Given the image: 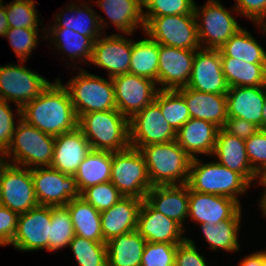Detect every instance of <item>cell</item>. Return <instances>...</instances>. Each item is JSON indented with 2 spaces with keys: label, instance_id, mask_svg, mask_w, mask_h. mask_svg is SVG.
<instances>
[{
  "label": "cell",
  "instance_id": "44",
  "mask_svg": "<svg viewBox=\"0 0 266 266\" xmlns=\"http://www.w3.org/2000/svg\"><path fill=\"white\" fill-rule=\"evenodd\" d=\"M80 197L96 208L99 212H102L111 208L124 196L109 181L84 189L80 193Z\"/></svg>",
  "mask_w": 266,
  "mask_h": 266
},
{
  "label": "cell",
  "instance_id": "13",
  "mask_svg": "<svg viewBox=\"0 0 266 266\" xmlns=\"http://www.w3.org/2000/svg\"><path fill=\"white\" fill-rule=\"evenodd\" d=\"M0 205L23 214L38 206L31 169L9 164L0 179Z\"/></svg>",
  "mask_w": 266,
  "mask_h": 266
},
{
  "label": "cell",
  "instance_id": "26",
  "mask_svg": "<svg viewBox=\"0 0 266 266\" xmlns=\"http://www.w3.org/2000/svg\"><path fill=\"white\" fill-rule=\"evenodd\" d=\"M219 128L206 120L190 118L177 132L176 142L193 159L196 155L213 157Z\"/></svg>",
  "mask_w": 266,
  "mask_h": 266
},
{
  "label": "cell",
  "instance_id": "50",
  "mask_svg": "<svg viewBox=\"0 0 266 266\" xmlns=\"http://www.w3.org/2000/svg\"><path fill=\"white\" fill-rule=\"evenodd\" d=\"M19 214L0 205V246L11 245L15 236Z\"/></svg>",
  "mask_w": 266,
  "mask_h": 266
},
{
  "label": "cell",
  "instance_id": "47",
  "mask_svg": "<svg viewBox=\"0 0 266 266\" xmlns=\"http://www.w3.org/2000/svg\"><path fill=\"white\" fill-rule=\"evenodd\" d=\"M9 102L0 100V146L6 150L11 145L13 134L15 132L16 124L21 119L18 115V120L15 122L14 112Z\"/></svg>",
  "mask_w": 266,
  "mask_h": 266
},
{
  "label": "cell",
  "instance_id": "28",
  "mask_svg": "<svg viewBox=\"0 0 266 266\" xmlns=\"http://www.w3.org/2000/svg\"><path fill=\"white\" fill-rule=\"evenodd\" d=\"M227 117L242 118L261 125L265 86L229 87L226 93Z\"/></svg>",
  "mask_w": 266,
  "mask_h": 266
},
{
  "label": "cell",
  "instance_id": "2",
  "mask_svg": "<svg viewBox=\"0 0 266 266\" xmlns=\"http://www.w3.org/2000/svg\"><path fill=\"white\" fill-rule=\"evenodd\" d=\"M78 128L94 150L118 152L130 147L129 119L118 109L83 114Z\"/></svg>",
  "mask_w": 266,
  "mask_h": 266
},
{
  "label": "cell",
  "instance_id": "23",
  "mask_svg": "<svg viewBox=\"0 0 266 266\" xmlns=\"http://www.w3.org/2000/svg\"><path fill=\"white\" fill-rule=\"evenodd\" d=\"M153 209L175 220L185 229L188 220L189 187L187 184L152 186L144 199Z\"/></svg>",
  "mask_w": 266,
  "mask_h": 266
},
{
  "label": "cell",
  "instance_id": "39",
  "mask_svg": "<svg viewBox=\"0 0 266 266\" xmlns=\"http://www.w3.org/2000/svg\"><path fill=\"white\" fill-rule=\"evenodd\" d=\"M75 236L70 213L66 206H52L48 251H58L69 247Z\"/></svg>",
  "mask_w": 266,
  "mask_h": 266
},
{
  "label": "cell",
  "instance_id": "58",
  "mask_svg": "<svg viewBox=\"0 0 266 266\" xmlns=\"http://www.w3.org/2000/svg\"><path fill=\"white\" fill-rule=\"evenodd\" d=\"M258 184H260V185L264 186V188H266V172L260 177Z\"/></svg>",
  "mask_w": 266,
  "mask_h": 266
},
{
  "label": "cell",
  "instance_id": "24",
  "mask_svg": "<svg viewBox=\"0 0 266 266\" xmlns=\"http://www.w3.org/2000/svg\"><path fill=\"white\" fill-rule=\"evenodd\" d=\"M185 100L190 117L206 120L223 128L227 119L226 94L204 93L182 87L176 90Z\"/></svg>",
  "mask_w": 266,
  "mask_h": 266
},
{
  "label": "cell",
  "instance_id": "33",
  "mask_svg": "<svg viewBox=\"0 0 266 266\" xmlns=\"http://www.w3.org/2000/svg\"><path fill=\"white\" fill-rule=\"evenodd\" d=\"M74 226L75 235L92 241L103 242L100 212L82 197L72 199L66 205Z\"/></svg>",
  "mask_w": 266,
  "mask_h": 266
},
{
  "label": "cell",
  "instance_id": "59",
  "mask_svg": "<svg viewBox=\"0 0 266 266\" xmlns=\"http://www.w3.org/2000/svg\"><path fill=\"white\" fill-rule=\"evenodd\" d=\"M262 266H266V250H262Z\"/></svg>",
  "mask_w": 266,
  "mask_h": 266
},
{
  "label": "cell",
  "instance_id": "46",
  "mask_svg": "<svg viewBox=\"0 0 266 266\" xmlns=\"http://www.w3.org/2000/svg\"><path fill=\"white\" fill-rule=\"evenodd\" d=\"M245 146L252 170L261 177L266 172V131H257L245 140Z\"/></svg>",
  "mask_w": 266,
  "mask_h": 266
},
{
  "label": "cell",
  "instance_id": "42",
  "mask_svg": "<svg viewBox=\"0 0 266 266\" xmlns=\"http://www.w3.org/2000/svg\"><path fill=\"white\" fill-rule=\"evenodd\" d=\"M194 0H143L145 24L153 17L165 15H194Z\"/></svg>",
  "mask_w": 266,
  "mask_h": 266
},
{
  "label": "cell",
  "instance_id": "7",
  "mask_svg": "<svg viewBox=\"0 0 266 266\" xmlns=\"http://www.w3.org/2000/svg\"><path fill=\"white\" fill-rule=\"evenodd\" d=\"M110 182L124 197L145 199L152 185L144 156L139 149L130 146L112 152Z\"/></svg>",
  "mask_w": 266,
  "mask_h": 266
},
{
  "label": "cell",
  "instance_id": "1",
  "mask_svg": "<svg viewBox=\"0 0 266 266\" xmlns=\"http://www.w3.org/2000/svg\"><path fill=\"white\" fill-rule=\"evenodd\" d=\"M21 119L52 136L78 127L70 94L59 78L21 108Z\"/></svg>",
  "mask_w": 266,
  "mask_h": 266
},
{
  "label": "cell",
  "instance_id": "8",
  "mask_svg": "<svg viewBox=\"0 0 266 266\" xmlns=\"http://www.w3.org/2000/svg\"><path fill=\"white\" fill-rule=\"evenodd\" d=\"M228 10L219 0H207L202 6L195 4L194 15L201 48L220 49L240 30L242 26Z\"/></svg>",
  "mask_w": 266,
  "mask_h": 266
},
{
  "label": "cell",
  "instance_id": "43",
  "mask_svg": "<svg viewBox=\"0 0 266 266\" xmlns=\"http://www.w3.org/2000/svg\"><path fill=\"white\" fill-rule=\"evenodd\" d=\"M42 29L9 27L5 32L4 37L9 40V44L19 61H26L32 55V50H35L38 44V38L42 37L38 34L40 31H46L45 28Z\"/></svg>",
  "mask_w": 266,
  "mask_h": 266
},
{
  "label": "cell",
  "instance_id": "49",
  "mask_svg": "<svg viewBox=\"0 0 266 266\" xmlns=\"http://www.w3.org/2000/svg\"><path fill=\"white\" fill-rule=\"evenodd\" d=\"M233 7V13L250 19L254 24L266 19V0H236Z\"/></svg>",
  "mask_w": 266,
  "mask_h": 266
},
{
  "label": "cell",
  "instance_id": "51",
  "mask_svg": "<svg viewBox=\"0 0 266 266\" xmlns=\"http://www.w3.org/2000/svg\"><path fill=\"white\" fill-rule=\"evenodd\" d=\"M223 129L230 135L236 136L244 141L259 131L258 126L254 123L242 118L231 117H227Z\"/></svg>",
  "mask_w": 266,
  "mask_h": 266
},
{
  "label": "cell",
  "instance_id": "17",
  "mask_svg": "<svg viewBox=\"0 0 266 266\" xmlns=\"http://www.w3.org/2000/svg\"><path fill=\"white\" fill-rule=\"evenodd\" d=\"M188 88L204 93L226 94L229 85L222 70L219 49L195 51Z\"/></svg>",
  "mask_w": 266,
  "mask_h": 266
},
{
  "label": "cell",
  "instance_id": "34",
  "mask_svg": "<svg viewBox=\"0 0 266 266\" xmlns=\"http://www.w3.org/2000/svg\"><path fill=\"white\" fill-rule=\"evenodd\" d=\"M220 57L229 87L266 86V64H249L227 56Z\"/></svg>",
  "mask_w": 266,
  "mask_h": 266
},
{
  "label": "cell",
  "instance_id": "6",
  "mask_svg": "<svg viewBox=\"0 0 266 266\" xmlns=\"http://www.w3.org/2000/svg\"><path fill=\"white\" fill-rule=\"evenodd\" d=\"M79 70L78 75L64 85L70 94L77 117L94 111L117 109L112 78H102L81 67Z\"/></svg>",
  "mask_w": 266,
  "mask_h": 266
},
{
  "label": "cell",
  "instance_id": "57",
  "mask_svg": "<svg viewBox=\"0 0 266 266\" xmlns=\"http://www.w3.org/2000/svg\"><path fill=\"white\" fill-rule=\"evenodd\" d=\"M257 27H259L260 29L263 30V32H265L266 35V19L261 20L258 24H256Z\"/></svg>",
  "mask_w": 266,
  "mask_h": 266
},
{
  "label": "cell",
  "instance_id": "20",
  "mask_svg": "<svg viewBox=\"0 0 266 266\" xmlns=\"http://www.w3.org/2000/svg\"><path fill=\"white\" fill-rule=\"evenodd\" d=\"M136 231L146 242L180 244L187 239L179 223L153 209L145 200L139 209Z\"/></svg>",
  "mask_w": 266,
  "mask_h": 266
},
{
  "label": "cell",
  "instance_id": "25",
  "mask_svg": "<svg viewBox=\"0 0 266 266\" xmlns=\"http://www.w3.org/2000/svg\"><path fill=\"white\" fill-rule=\"evenodd\" d=\"M142 202L140 198L123 197L111 208L100 212L101 230L105 242L137 229Z\"/></svg>",
  "mask_w": 266,
  "mask_h": 266
},
{
  "label": "cell",
  "instance_id": "15",
  "mask_svg": "<svg viewBox=\"0 0 266 266\" xmlns=\"http://www.w3.org/2000/svg\"><path fill=\"white\" fill-rule=\"evenodd\" d=\"M52 206L38 205L19 214L11 245L19 251H48Z\"/></svg>",
  "mask_w": 266,
  "mask_h": 266
},
{
  "label": "cell",
  "instance_id": "21",
  "mask_svg": "<svg viewBox=\"0 0 266 266\" xmlns=\"http://www.w3.org/2000/svg\"><path fill=\"white\" fill-rule=\"evenodd\" d=\"M74 1L65 5V10L54 15L51 27H64L75 32L90 37L94 42L103 35L105 27L110 26L101 14H97L93 6H88L86 1L76 5ZM70 13V14H69ZM109 24V25H108Z\"/></svg>",
  "mask_w": 266,
  "mask_h": 266
},
{
  "label": "cell",
  "instance_id": "18",
  "mask_svg": "<svg viewBox=\"0 0 266 266\" xmlns=\"http://www.w3.org/2000/svg\"><path fill=\"white\" fill-rule=\"evenodd\" d=\"M132 40L118 33L110 36L101 35L95 42L90 63L105 69L108 77L129 73Z\"/></svg>",
  "mask_w": 266,
  "mask_h": 266
},
{
  "label": "cell",
  "instance_id": "19",
  "mask_svg": "<svg viewBox=\"0 0 266 266\" xmlns=\"http://www.w3.org/2000/svg\"><path fill=\"white\" fill-rule=\"evenodd\" d=\"M195 51L159 44L158 89L177 90L188 85Z\"/></svg>",
  "mask_w": 266,
  "mask_h": 266
},
{
  "label": "cell",
  "instance_id": "14",
  "mask_svg": "<svg viewBox=\"0 0 266 266\" xmlns=\"http://www.w3.org/2000/svg\"><path fill=\"white\" fill-rule=\"evenodd\" d=\"M117 109L128 119L151 104L158 92L155 81L125 73L112 78Z\"/></svg>",
  "mask_w": 266,
  "mask_h": 266
},
{
  "label": "cell",
  "instance_id": "4",
  "mask_svg": "<svg viewBox=\"0 0 266 266\" xmlns=\"http://www.w3.org/2000/svg\"><path fill=\"white\" fill-rule=\"evenodd\" d=\"M186 184L193 191L229 197L240 205L238 197L244 195L251 187L241 174L221 165L216 160L203 163L199 157L191 160Z\"/></svg>",
  "mask_w": 266,
  "mask_h": 266
},
{
  "label": "cell",
  "instance_id": "48",
  "mask_svg": "<svg viewBox=\"0 0 266 266\" xmlns=\"http://www.w3.org/2000/svg\"><path fill=\"white\" fill-rule=\"evenodd\" d=\"M197 249L195 242L188 238L177 245L175 266H208L206 259Z\"/></svg>",
  "mask_w": 266,
  "mask_h": 266
},
{
  "label": "cell",
  "instance_id": "10",
  "mask_svg": "<svg viewBox=\"0 0 266 266\" xmlns=\"http://www.w3.org/2000/svg\"><path fill=\"white\" fill-rule=\"evenodd\" d=\"M143 33L165 46L192 51L201 48L195 15L153 17L145 24Z\"/></svg>",
  "mask_w": 266,
  "mask_h": 266
},
{
  "label": "cell",
  "instance_id": "52",
  "mask_svg": "<svg viewBox=\"0 0 266 266\" xmlns=\"http://www.w3.org/2000/svg\"><path fill=\"white\" fill-rule=\"evenodd\" d=\"M239 266H262V250L251 253L240 260Z\"/></svg>",
  "mask_w": 266,
  "mask_h": 266
},
{
  "label": "cell",
  "instance_id": "9",
  "mask_svg": "<svg viewBox=\"0 0 266 266\" xmlns=\"http://www.w3.org/2000/svg\"><path fill=\"white\" fill-rule=\"evenodd\" d=\"M20 64L0 66V100L14 102L18 115L21 108L39 96L49 85L50 81L33 70Z\"/></svg>",
  "mask_w": 266,
  "mask_h": 266
},
{
  "label": "cell",
  "instance_id": "12",
  "mask_svg": "<svg viewBox=\"0 0 266 266\" xmlns=\"http://www.w3.org/2000/svg\"><path fill=\"white\" fill-rule=\"evenodd\" d=\"M129 129L130 146L136 149L176 140V131L165 120L155 101L129 119Z\"/></svg>",
  "mask_w": 266,
  "mask_h": 266
},
{
  "label": "cell",
  "instance_id": "56",
  "mask_svg": "<svg viewBox=\"0 0 266 266\" xmlns=\"http://www.w3.org/2000/svg\"><path fill=\"white\" fill-rule=\"evenodd\" d=\"M261 131H266V86H265V100L262 114L261 125L258 127Z\"/></svg>",
  "mask_w": 266,
  "mask_h": 266
},
{
  "label": "cell",
  "instance_id": "38",
  "mask_svg": "<svg viewBox=\"0 0 266 266\" xmlns=\"http://www.w3.org/2000/svg\"><path fill=\"white\" fill-rule=\"evenodd\" d=\"M154 101L176 132L191 118L184 98L176 90H158Z\"/></svg>",
  "mask_w": 266,
  "mask_h": 266
},
{
  "label": "cell",
  "instance_id": "22",
  "mask_svg": "<svg viewBox=\"0 0 266 266\" xmlns=\"http://www.w3.org/2000/svg\"><path fill=\"white\" fill-rule=\"evenodd\" d=\"M92 150L89 141L77 127L55 136L51 167L67 175H74L79 165Z\"/></svg>",
  "mask_w": 266,
  "mask_h": 266
},
{
  "label": "cell",
  "instance_id": "37",
  "mask_svg": "<svg viewBox=\"0 0 266 266\" xmlns=\"http://www.w3.org/2000/svg\"><path fill=\"white\" fill-rule=\"evenodd\" d=\"M242 219H228L218 224H200L204 240L210 250L222 249L226 252H238L240 250L239 231Z\"/></svg>",
  "mask_w": 266,
  "mask_h": 266
},
{
  "label": "cell",
  "instance_id": "54",
  "mask_svg": "<svg viewBox=\"0 0 266 266\" xmlns=\"http://www.w3.org/2000/svg\"><path fill=\"white\" fill-rule=\"evenodd\" d=\"M9 164L10 160L7 155V150L0 146V179L4 170L8 167Z\"/></svg>",
  "mask_w": 266,
  "mask_h": 266
},
{
  "label": "cell",
  "instance_id": "35",
  "mask_svg": "<svg viewBox=\"0 0 266 266\" xmlns=\"http://www.w3.org/2000/svg\"><path fill=\"white\" fill-rule=\"evenodd\" d=\"M159 43L147 37L132 39L129 73L152 79L158 87Z\"/></svg>",
  "mask_w": 266,
  "mask_h": 266
},
{
  "label": "cell",
  "instance_id": "41",
  "mask_svg": "<svg viewBox=\"0 0 266 266\" xmlns=\"http://www.w3.org/2000/svg\"><path fill=\"white\" fill-rule=\"evenodd\" d=\"M36 4L35 0H13L5 4L9 27L40 29L38 24L43 23L38 18L41 14H38Z\"/></svg>",
  "mask_w": 266,
  "mask_h": 266
},
{
  "label": "cell",
  "instance_id": "29",
  "mask_svg": "<svg viewBox=\"0 0 266 266\" xmlns=\"http://www.w3.org/2000/svg\"><path fill=\"white\" fill-rule=\"evenodd\" d=\"M109 17L110 22L130 37L135 30L142 27L144 31L145 20L143 15V0H94Z\"/></svg>",
  "mask_w": 266,
  "mask_h": 266
},
{
  "label": "cell",
  "instance_id": "53",
  "mask_svg": "<svg viewBox=\"0 0 266 266\" xmlns=\"http://www.w3.org/2000/svg\"><path fill=\"white\" fill-rule=\"evenodd\" d=\"M9 29L7 14L3 0H0V36L4 37L5 32Z\"/></svg>",
  "mask_w": 266,
  "mask_h": 266
},
{
  "label": "cell",
  "instance_id": "32",
  "mask_svg": "<svg viewBox=\"0 0 266 266\" xmlns=\"http://www.w3.org/2000/svg\"><path fill=\"white\" fill-rule=\"evenodd\" d=\"M112 152L92 149L74 174L79 192L110 181Z\"/></svg>",
  "mask_w": 266,
  "mask_h": 266
},
{
  "label": "cell",
  "instance_id": "16",
  "mask_svg": "<svg viewBox=\"0 0 266 266\" xmlns=\"http://www.w3.org/2000/svg\"><path fill=\"white\" fill-rule=\"evenodd\" d=\"M242 207L229 197L200 193L189 189L188 218L199 224H218L228 219H241Z\"/></svg>",
  "mask_w": 266,
  "mask_h": 266
},
{
  "label": "cell",
  "instance_id": "3",
  "mask_svg": "<svg viewBox=\"0 0 266 266\" xmlns=\"http://www.w3.org/2000/svg\"><path fill=\"white\" fill-rule=\"evenodd\" d=\"M152 186L186 184L192 158L176 140L139 148Z\"/></svg>",
  "mask_w": 266,
  "mask_h": 266
},
{
  "label": "cell",
  "instance_id": "55",
  "mask_svg": "<svg viewBox=\"0 0 266 266\" xmlns=\"http://www.w3.org/2000/svg\"><path fill=\"white\" fill-rule=\"evenodd\" d=\"M263 195L261 194V197L259 198V208H261L260 210H262V215L265 217L266 219V188H263Z\"/></svg>",
  "mask_w": 266,
  "mask_h": 266
},
{
  "label": "cell",
  "instance_id": "27",
  "mask_svg": "<svg viewBox=\"0 0 266 266\" xmlns=\"http://www.w3.org/2000/svg\"><path fill=\"white\" fill-rule=\"evenodd\" d=\"M213 155L218 158V163L241 174L250 184L259 182L260 177L252 170L248 160L245 141L230 135L223 128L218 130Z\"/></svg>",
  "mask_w": 266,
  "mask_h": 266
},
{
  "label": "cell",
  "instance_id": "5",
  "mask_svg": "<svg viewBox=\"0 0 266 266\" xmlns=\"http://www.w3.org/2000/svg\"><path fill=\"white\" fill-rule=\"evenodd\" d=\"M54 145L55 136L44 133L20 119L11 145L7 149V155L10 164L29 169L46 167L52 163Z\"/></svg>",
  "mask_w": 266,
  "mask_h": 266
},
{
  "label": "cell",
  "instance_id": "40",
  "mask_svg": "<svg viewBox=\"0 0 266 266\" xmlns=\"http://www.w3.org/2000/svg\"><path fill=\"white\" fill-rule=\"evenodd\" d=\"M69 248L79 266H108L106 243L75 235Z\"/></svg>",
  "mask_w": 266,
  "mask_h": 266
},
{
  "label": "cell",
  "instance_id": "11",
  "mask_svg": "<svg viewBox=\"0 0 266 266\" xmlns=\"http://www.w3.org/2000/svg\"><path fill=\"white\" fill-rule=\"evenodd\" d=\"M31 176L39 205L66 206L72 199L80 197L74 175L46 166L32 168Z\"/></svg>",
  "mask_w": 266,
  "mask_h": 266
},
{
  "label": "cell",
  "instance_id": "36",
  "mask_svg": "<svg viewBox=\"0 0 266 266\" xmlns=\"http://www.w3.org/2000/svg\"><path fill=\"white\" fill-rule=\"evenodd\" d=\"M220 56H227L247 63L266 64V51L250 31L240 28L219 49Z\"/></svg>",
  "mask_w": 266,
  "mask_h": 266
},
{
  "label": "cell",
  "instance_id": "30",
  "mask_svg": "<svg viewBox=\"0 0 266 266\" xmlns=\"http://www.w3.org/2000/svg\"><path fill=\"white\" fill-rule=\"evenodd\" d=\"M45 27L49 32H44L43 35H45V37H42L43 40L48 39V42L50 40L58 51L63 52L62 54H67L69 60L71 59L73 61L72 64L76 63V66L77 61H82L83 64H86V62L88 64L90 63L94 46V41L90 37L81 35L70 28L47 27L46 25Z\"/></svg>",
  "mask_w": 266,
  "mask_h": 266
},
{
  "label": "cell",
  "instance_id": "45",
  "mask_svg": "<svg viewBox=\"0 0 266 266\" xmlns=\"http://www.w3.org/2000/svg\"><path fill=\"white\" fill-rule=\"evenodd\" d=\"M178 244L146 242L140 266H175Z\"/></svg>",
  "mask_w": 266,
  "mask_h": 266
},
{
  "label": "cell",
  "instance_id": "31",
  "mask_svg": "<svg viewBox=\"0 0 266 266\" xmlns=\"http://www.w3.org/2000/svg\"><path fill=\"white\" fill-rule=\"evenodd\" d=\"M146 240L136 230L106 242L108 266H140Z\"/></svg>",
  "mask_w": 266,
  "mask_h": 266
}]
</instances>
